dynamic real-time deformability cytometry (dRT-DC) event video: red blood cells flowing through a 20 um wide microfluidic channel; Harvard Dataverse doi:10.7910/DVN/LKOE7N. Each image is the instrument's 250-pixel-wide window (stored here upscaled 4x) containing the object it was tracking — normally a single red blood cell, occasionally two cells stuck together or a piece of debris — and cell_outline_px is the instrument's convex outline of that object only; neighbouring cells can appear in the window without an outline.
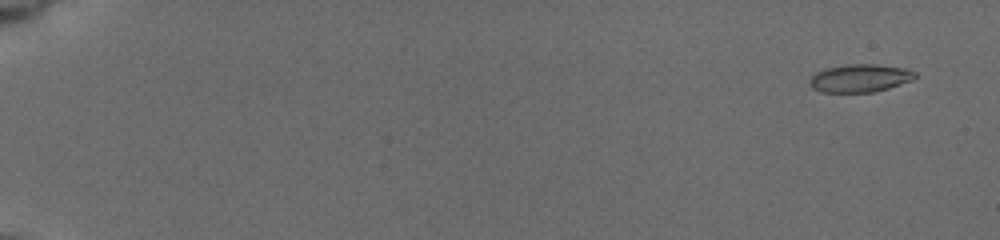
{"species": "common noctule bat (a hibernating species)", "species_latin": "Nyctalus noctula", "temperature_condition": "cold", "stored_images_in_passage": 9, "camera_frame_rate_fps": 3000, "um_per_image_px": 0.085, "animal": {"sex": "female", "body_mass_g": 19.5, "forearm_length_mm": 54.1}, "frame": {"image": 1, "passage_image": 2, "time_ms": 1.0, "image_size_px": [1000, 240], "cell_outline_px": [[916, 76], [912, 80], [888, 88], [872, 92], [820, 92], [812, 88], [808, 84], [808, 80], [816, 72], [824, 68], [848, 64], [876, 64], [908, 68], [916, 72]], "centroid_in_image_um": [73.07, 6.63], "position_along_channel_um": 11.9, "area_um2": 17.34}}
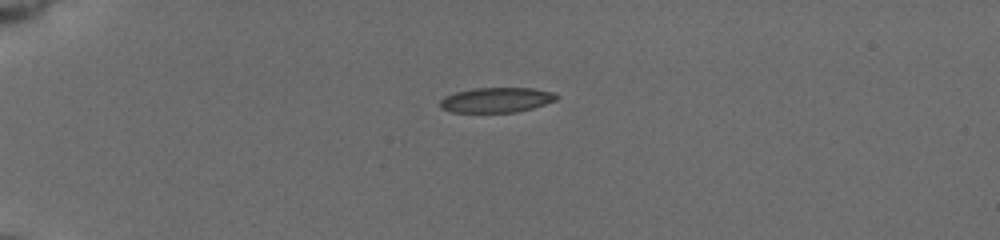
{"frame": {"image": 2, "passage_image": 6, "time_ms": 5.333, "image_size_px": [1000, 240], "cell_outline_px": [[560, 96], [556, 100], [532, 108], [516, 112], [452, 112], [440, 108], [440, 100], [444, 96], [456, 92], [472, 88], [532, 88], [552, 92]], "centroid_in_image_um": [42.18, 8.49], "position_along_channel_um": 42.8, "area_um2": 16.94}}
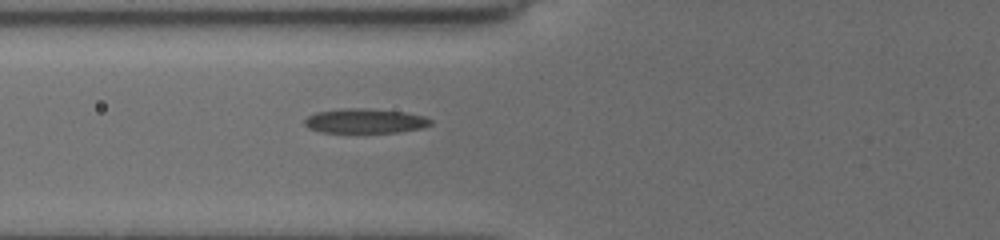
{"frame": {"image": 3, "passage_image": 9, "time_ms": 8.0, "image_size_px": [1000, 240], "cell_outline_px": [[432, 124], [424, 128], [396, 132], [320, 132], [308, 128], [304, 124], [304, 120], [308, 116], [316, 112], [340, 108], [368, 108], [404, 112], [424, 116], [432, 120]], "centroid_in_image_um": [31.02, 10.27], "position_along_channel_um": 94.8, "area_um2": 18.15}}